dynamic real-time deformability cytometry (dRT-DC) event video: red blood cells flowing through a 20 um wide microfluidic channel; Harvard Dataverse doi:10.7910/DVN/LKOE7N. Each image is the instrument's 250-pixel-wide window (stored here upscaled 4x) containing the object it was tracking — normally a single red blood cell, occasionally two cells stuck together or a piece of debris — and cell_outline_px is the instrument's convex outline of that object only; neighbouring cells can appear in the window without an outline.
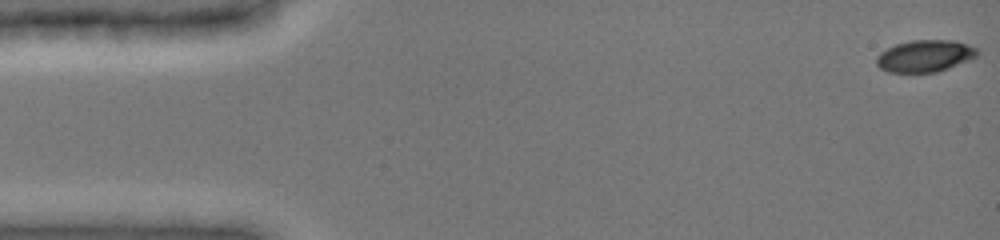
{"species": "common noctule bat (a hibernating species)", "species_latin": "Nyctalus noctula", "temperature_condition": "cold", "stored_images_in_passage": 49, "camera_frame_rate_fps": 3000, "um_per_image_px": 0.085, "animal": {"sex": "female", "body_mass_g": 19.0, "forearm_length_mm": 51.5}, "frame": {"image": 1, "passage_image": 1, "time_ms": 0.0, "image_size_px": [1000, 240], "cell_outline_px": [[980, 52], [972, 60], [936, 72], [888, 72], [880, 68], [876, 64], [876, 56], [880, 52], [896, 44], [912, 40], [952, 40], [968, 44], [976, 48]], "centroid_in_image_um": [78.64, 4.76], "position_along_channel_um": 6.4, "area_um2": 18.84}}
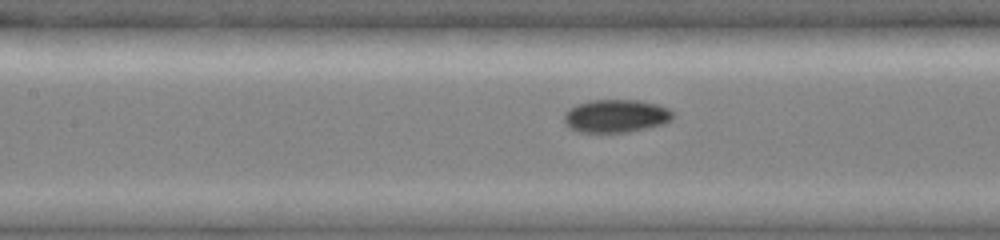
{"frame": {"image": 2, "passage_image": 22, "time_ms": 7.0, "image_size_px": [1000, 240], "cell_outline_px": [[672, 120], [664, 124], [648, 128], [628, 132], [580, 132], [572, 128], [564, 120], [564, 116], [568, 108], [576, 104], [588, 100], [640, 100], [660, 104], [668, 108], [672, 112]], "centroid_in_image_um": [52.39, 9.84], "position_along_channel_um": 155.0, "area_um2": 21.04}}
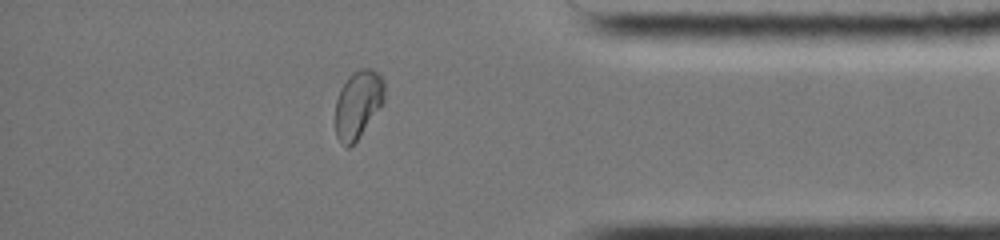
{"frame": {"image": 3, "passage_image": 42, "time_ms": 13.667, "image_size_px": [1000, 240], "cell_outline_px": [[384, 100], [360, 136], [348, 148], [336, 136], [336, 100], [340, 88], [348, 76], [360, 68], [372, 68], [384, 80]], "centroid_in_image_um": [30.42, 8.82], "position_along_channel_um": 404.8, "area_um2": 19.07}, "authors_computed_cell_mechanics": {"area_um2": 19.8254, "velocity_mm_per_s": 3.9302, "shape_relaxation_time_tau1_ms": 6.6507, "shape_relaxation_time_tau2_ms": 1.7511, "deformation_change_tau1": 0.1678, "deformation_change_tau2": 0.0271}}